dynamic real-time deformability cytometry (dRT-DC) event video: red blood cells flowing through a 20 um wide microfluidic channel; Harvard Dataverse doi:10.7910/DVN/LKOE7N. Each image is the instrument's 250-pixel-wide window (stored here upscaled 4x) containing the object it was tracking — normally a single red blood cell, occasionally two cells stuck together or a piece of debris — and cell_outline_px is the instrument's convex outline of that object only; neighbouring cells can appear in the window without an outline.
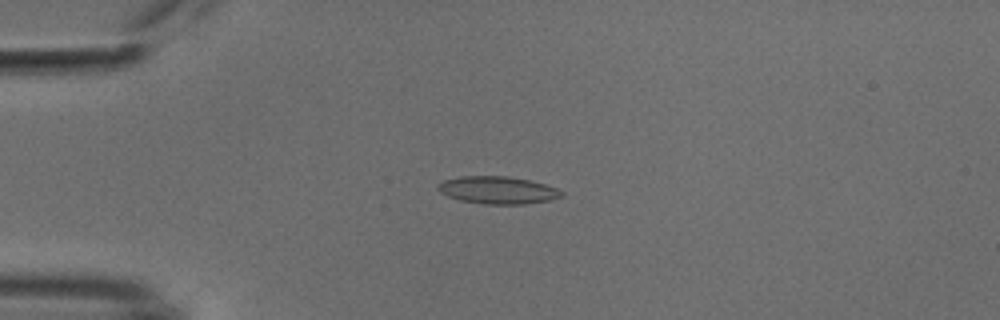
{"species": "common noctule bat (a hibernating species)", "species_latin": "Nyctalus noctula", "temperature_condition": "cold", "stored_images_in_passage": 48, "camera_frame_rate_fps": 3000, "um_per_image_px": 0.085, "animal": {"sex": "male", "body_mass_g": 18.8}, "frame": {"image": 1, "passage_image": 8, "time_ms": 2.333, "image_size_px": [1000, 320], "cell_outline_px": [[564, 196], [552, 200], [524, 204], [484, 204], [460, 200], [448, 196], [440, 192], [436, 188], [436, 184], [444, 180], [460, 176], [508, 176], [528, 180], [544, 184], [556, 188], [564, 192]], "centroid_in_image_um": [42.3, 16.16], "position_along_channel_um": 42.7, "area_um2": 19.88}}
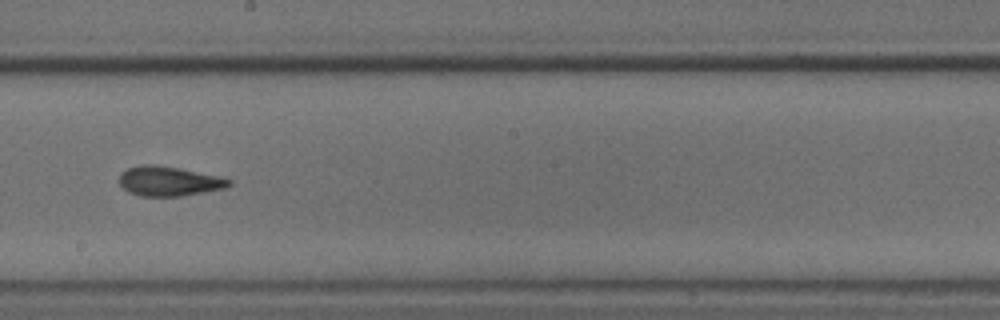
{"frame": {"image": 2, "passage_image": 25, "time_ms": 8.0, "image_size_px": [1000, 320], "cell_outline_px": [[232, 184], [224, 188], [204, 192], [180, 196], [140, 196], [128, 192], [120, 184], [120, 172], [128, 168], [144, 164], [156, 164], [180, 168], [216, 176], [232, 180]], "centroid_in_image_um": [14.33, 15.4], "position_along_channel_um": 233.9, "area_um2": 18.84}}
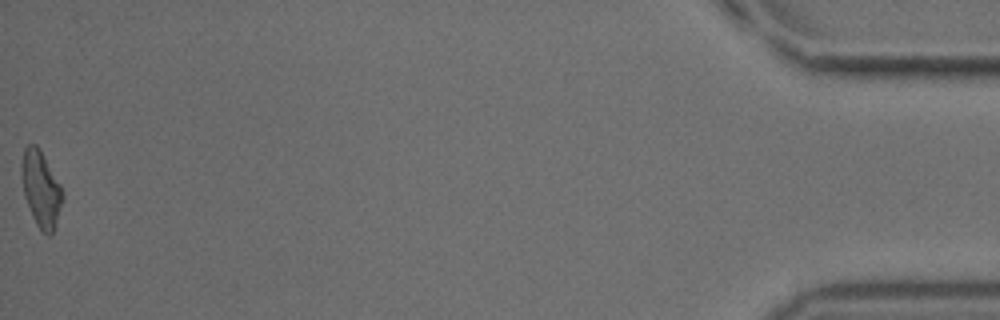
{"frame": {"image": 3, "passage_image": 48, "time_ms": 15.667, "image_size_px": [1000, 320], "cell_outline_px": [[64, 196], [56, 224], [52, 232], [48, 236], [40, 232], [32, 216], [24, 196], [20, 172], [20, 164], [24, 148], [28, 144], [36, 144], [60, 184]], "centroid_in_image_um": [3.45, 16.08], "position_along_channel_um": 431.7, "area_um2": 18.21}, "authors_computed_cell_mechanics": {"area_um2": 18.496, "velocity_mm_per_s": 3.8068, "shape_relaxation_time_tau1_ms": 4.1925, "shape_relaxation_time_tau2_ms": 2.2657, "deformation_change_tau1": 0.1469, "deformation_change_tau2": 0.101}}